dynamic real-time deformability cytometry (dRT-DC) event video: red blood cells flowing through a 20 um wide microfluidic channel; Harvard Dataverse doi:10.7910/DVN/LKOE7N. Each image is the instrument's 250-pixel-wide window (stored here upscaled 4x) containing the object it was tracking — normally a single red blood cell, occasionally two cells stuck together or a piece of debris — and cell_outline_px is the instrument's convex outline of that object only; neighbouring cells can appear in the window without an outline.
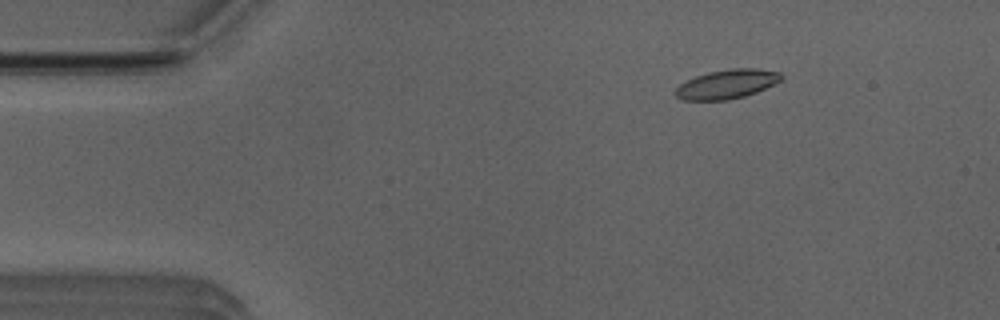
{"species": "Egyptian fruit bat (a non-hibernating species)", "species_latin": "Rousettus aegyptiacus", "temperature_condition": "room temperature", "stored_images_in_passage": 15, "camera_frame_rate_fps": 3000, "um_per_image_px": 0.085, "animal": {"sex": "male"}, "frame": {"image": 1, "passage_image": 8, "time_ms": 2.333, "image_size_px": [1000, 320], "cell_outline_px": [[784, 76], [780, 80], [756, 92], [744, 96], [728, 100], [684, 100], [676, 96], [676, 88], [680, 84], [696, 76], [708, 72], [732, 68], [756, 68], [780, 72]], "centroid_in_image_um": [61.79, 7.14], "position_along_channel_um": 23.2, "area_um2": 17.74}}